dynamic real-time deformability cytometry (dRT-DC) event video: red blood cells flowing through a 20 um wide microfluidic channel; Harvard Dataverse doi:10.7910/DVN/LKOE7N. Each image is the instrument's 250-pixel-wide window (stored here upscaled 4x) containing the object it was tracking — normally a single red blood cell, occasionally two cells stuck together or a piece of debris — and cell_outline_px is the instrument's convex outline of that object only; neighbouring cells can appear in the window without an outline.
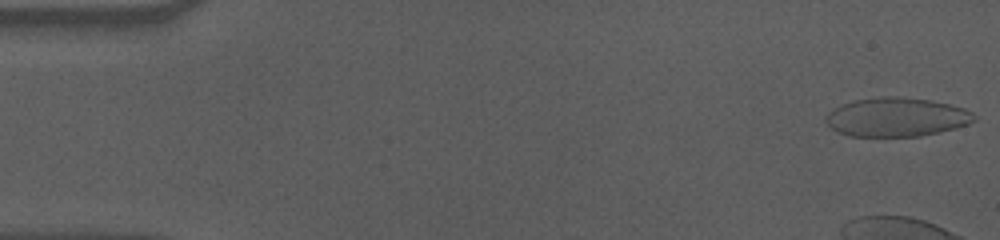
{"species": "human", "species_latin": "Homo sapiens", "temperature_condition": "cold", "stored_images_in_passage": 50, "camera_frame_rate_fps": 3000, "um_per_image_px": 0.085, "donor": {"sex": "male"}, "frame": {"image": 1, "passage_image": 1, "time_ms": 0.0, "image_size_px": [1000, 240], "cell_outline_px": [[976, 120], [968, 124], [956, 128], [940, 132], [920, 136], [848, 136], [836, 132], [824, 120], [824, 116], [832, 108], [852, 100], [880, 96], [896, 96], [928, 100], [948, 104], [964, 108], [972, 112], [976, 116]], "centroid_in_image_um": [76.17, 9.95], "position_along_channel_um": 8.8, "area_um2": 33.93}}
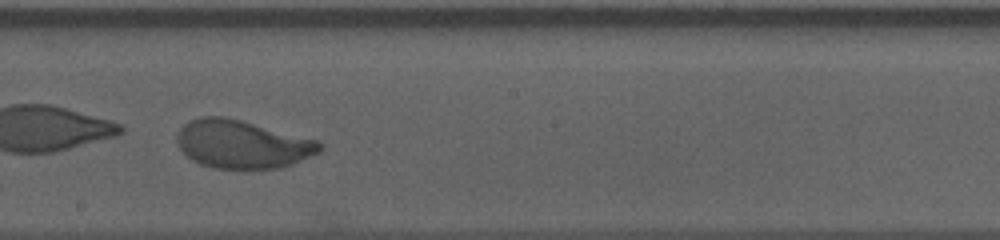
{"frame": {"image": 2, "passage_image": 33, "time_ms": 10.667, "image_size_px": [1000, 240], "cell_outline_px": [[324, 148], [320, 152], [292, 164], [280, 168], [216, 168], [200, 164], [192, 160], [176, 144], [176, 136], [180, 128], [188, 120], [200, 116], [228, 116], [320, 140], [324, 144]], "centroid_in_image_um": [20.62, 12.23], "position_along_channel_um": 227.6, "area_um2": 40.63}}
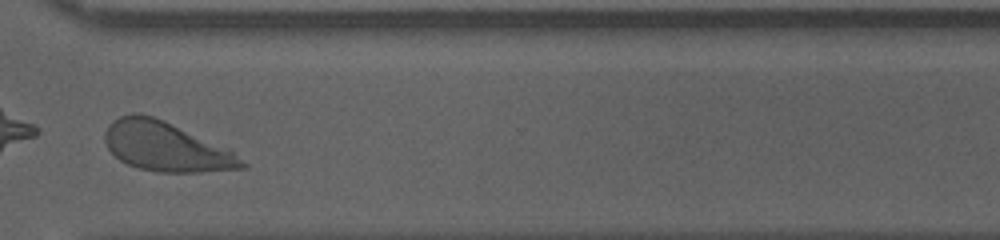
{"frame": {"image": 3, "passage_image": 44, "time_ms": 14.333, "image_size_px": [1000, 240], "cell_outline_px": [[248, 168], [204, 172], [156, 172], [140, 168], [128, 164], [120, 160], [108, 148], [104, 140], [104, 132], [108, 124], [112, 120], [120, 116], [136, 112], [140, 112], [164, 120], [232, 152], [248, 164]], "centroid_in_image_um": [14.05, 12.47], "position_along_channel_um": 356.5, "area_um2": 38.96}, "authors_computed_cell_mechanics": {"area_um2": 39.5063, "velocity_mm_per_s": 3.5003, "shape_relaxation_time_tau1_ms": 1.8049, "shape_relaxation_time_tau2_ms": null, "deformation_change_tau1": 0.2771, "deformation_change_tau2": null}}